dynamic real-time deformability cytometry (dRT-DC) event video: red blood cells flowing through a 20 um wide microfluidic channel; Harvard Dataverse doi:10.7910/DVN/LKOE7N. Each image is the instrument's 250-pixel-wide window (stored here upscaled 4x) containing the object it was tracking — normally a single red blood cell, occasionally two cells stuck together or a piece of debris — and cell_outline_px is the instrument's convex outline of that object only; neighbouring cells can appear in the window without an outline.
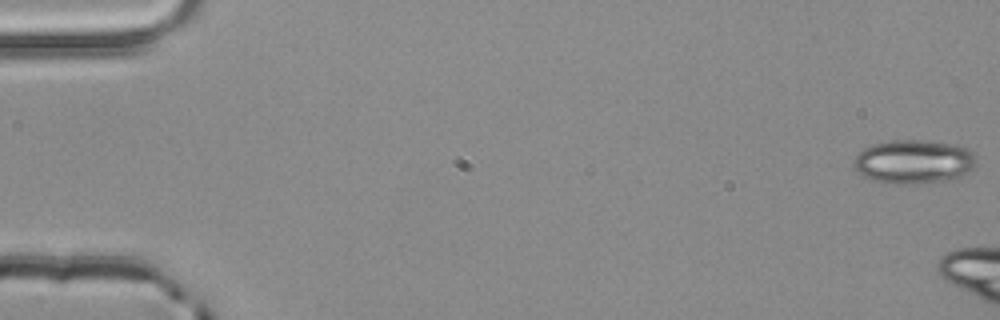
{"species": "common noctule bat (a hibernating species)", "species_latin": "Nyctalus noctula", "temperature_condition": "room temperature", "stored_images_in_passage": 4, "camera_frame_rate_fps": 3000, "um_per_image_px": 0.085, "animal": {"sex": "male", "body_mass_g": 20.4}, "frame": {"image": 1, "passage_image": 1, "time_ms": 0.0, "image_size_px": [1000, 320], "cell_outline_px": [[976, 164], [972, 168], [960, 176], [944, 180], [916, 184], [884, 184], [872, 180], [864, 176], [852, 164], [852, 160], [864, 148], [872, 144], [892, 140], [924, 140], [952, 144], [964, 148], [972, 152], [976, 156]], "centroid_in_image_um": [77.62, 13.75], "position_along_channel_um": 7.4, "area_um2": 31.27}}